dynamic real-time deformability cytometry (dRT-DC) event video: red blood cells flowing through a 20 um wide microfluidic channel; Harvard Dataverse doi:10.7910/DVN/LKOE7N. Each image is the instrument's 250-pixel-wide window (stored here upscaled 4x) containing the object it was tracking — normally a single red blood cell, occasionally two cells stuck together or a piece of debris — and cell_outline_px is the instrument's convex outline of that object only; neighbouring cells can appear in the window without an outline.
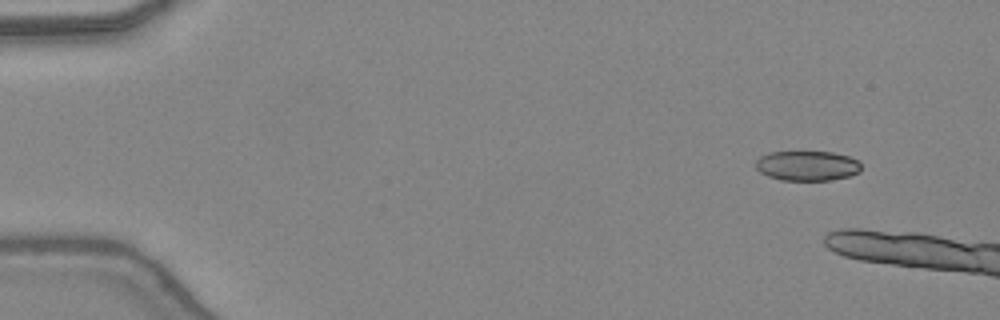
{"species": "common noctule bat (a hibernating species)", "species_latin": "Nyctalus noctula", "temperature_condition": "warm", "stored_images_in_passage": 11, "camera_frame_rate_fps": 3000, "um_per_image_px": 0.085, "animal": {"sex": "female", "body_mass_g": 24.6, "forearm_length_mm": 56.2}, "frame": {"image": 1, "passage_image": 4, "time_ms": 1.0, "image_size_px": [1000, 320], "cell_outline_px": [[860, 172], [852, 176], [828, 180], [780, 180], [768, 176], [760, 172], [756, 168], [756, 160], [760, 156], [768, 152], [832, 152], [848, 156], [856, 160], [860, 164]], "centroid_in_image_um": [68.6, 14.09], "position_along_channel_um": 16.4, "area_um2": 18.38}}